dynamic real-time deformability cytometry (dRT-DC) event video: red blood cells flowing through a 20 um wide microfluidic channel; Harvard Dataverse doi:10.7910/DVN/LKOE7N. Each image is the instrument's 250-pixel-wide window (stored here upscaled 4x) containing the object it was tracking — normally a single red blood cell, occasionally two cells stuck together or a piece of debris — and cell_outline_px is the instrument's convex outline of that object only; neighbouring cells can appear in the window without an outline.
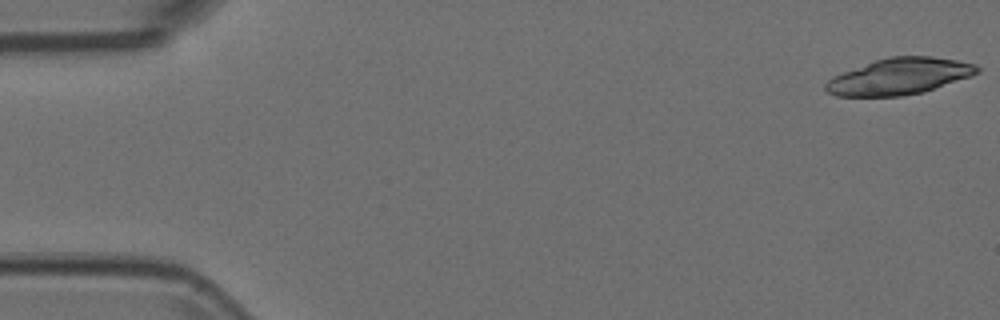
{"species": "Egyptian fruit bat (a non-hibernating species)", "species_latin": "Rousettus aegyptiacus", "temperature_condition": "room temperature", "stored_images_in_passage": 32, "camera_frame_rate_fps": 3000, "um_per_image_px": 0.085, "animal": {"sex": "female"}, "frame": {"image": 1, "passage_image": 1, "time_ms": 0.0, "image_size_px": [1000, 320], "cell_outline_px": [[980, 72], [972, 76], [924, 92], [900, 96], [836, 96], [828, 92], [824, 88], [824, 84], [832, 76], [876, 60], [888, 56], [932, 56], [956, 60], [976, 64], [980, 68]], "centroid_in_image_um": [76.47, 6.49], "position_along_channel_um": 8.5, "area_um2": 32.14}}